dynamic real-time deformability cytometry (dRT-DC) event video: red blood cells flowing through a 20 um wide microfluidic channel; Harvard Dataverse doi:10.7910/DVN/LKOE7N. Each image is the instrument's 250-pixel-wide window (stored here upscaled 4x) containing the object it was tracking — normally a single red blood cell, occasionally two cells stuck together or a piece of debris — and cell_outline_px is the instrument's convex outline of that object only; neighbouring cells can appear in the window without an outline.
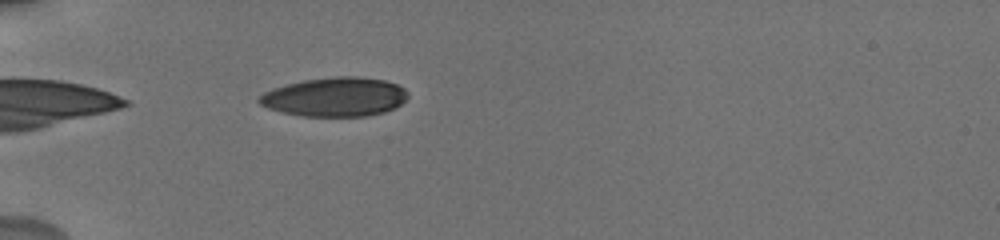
{"species": "human", "species_latin": "Homo sapiens", "temperature_condition": "cold", "stored_images_in_passage": 12, "camera_frame_rate_fps": 3000, "um_per_image_px": 0.085, "donor": {"sex": "male"}, "frame": {"image": 1, "passage_image": 3, "time_ms": 0.667, "image_size_px": [1000, 240], "cell_outline_px": [[408, 96], [396, 108], [384, 112], [368, 116], [300, 116], [268, 108], [260, 104], [256, 100], [264, 92], [288, 84], [304, 80], [336, 76], [356, 76], [384, 80], [396, 84], [404, 88], [408, 92]], "centroid_in_image_um": [28.5, 8.24], "position_along_channel_um": 56.5, "area_um2": 33.76}}
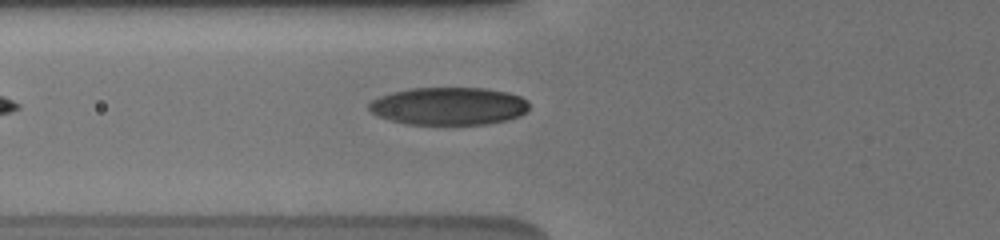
{"frame": {"image": 2, "passage_image": 7, "time_ms": 2.0, "image_size_px": [1000, 240], "cell_outline_px": [[528, 108], [520, 116], [508, 120], [484, 124], [408, 124], [376, 116], [368, 108], [368, 104], [372, 100], [380, 96], [392, 92], [412, 88], [484, 88], [508, 92], [520, 96], [528, 100]], "centroid_in_image_um": [38.15, 9.01], "position_along_channel_um": 87.7, "area_um2": 35.2}}
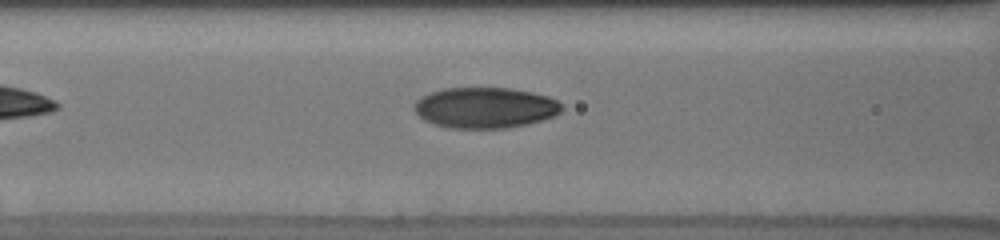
{"frame": {"image": 3, "passage_image": 10, "time_ms": 3.0, "image_size_px": [1000, 240], "cell_outline_px": [[564, 108], [556, 116], [528, 124], [508, 128], [448, 128], [432, 124], [424, 120], [416, 112], [416, 100], [420, 96], [444, 88], [512, 88], [532, 92], [548, 96], [556, 100]], "centroid_in_image_um": [41.26, 9.16], "position_along_channel_um": 125.3, "area_um2": 35.2}}